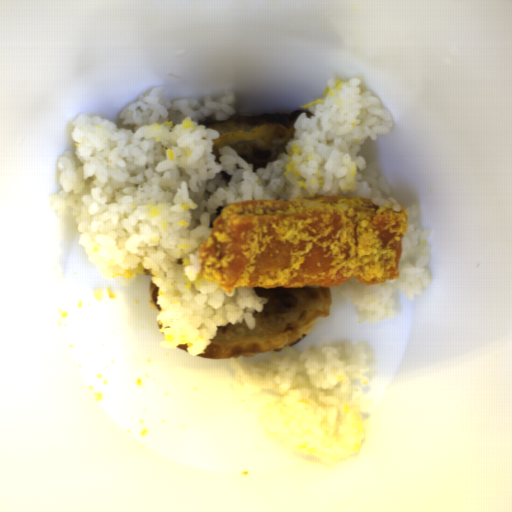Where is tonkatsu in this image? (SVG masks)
Masks as SVG:
<instances>
[{
    "instance_id": "1",
    "label": "tonkatsu",
    "mask_w": 512,
    "mask_h": 512,
    "mask_svg": "<svg viewBox=\"0 0 512 512\" xmlns=\"http://www.w3.org/2000/svg\"><path fill=\"white\" fill-rule=\"evenodd\" d=\"M409 219L358 196L231 203L198 248L199 274L228 292L398 280Z\"/></svg>"
}]
</instances>
